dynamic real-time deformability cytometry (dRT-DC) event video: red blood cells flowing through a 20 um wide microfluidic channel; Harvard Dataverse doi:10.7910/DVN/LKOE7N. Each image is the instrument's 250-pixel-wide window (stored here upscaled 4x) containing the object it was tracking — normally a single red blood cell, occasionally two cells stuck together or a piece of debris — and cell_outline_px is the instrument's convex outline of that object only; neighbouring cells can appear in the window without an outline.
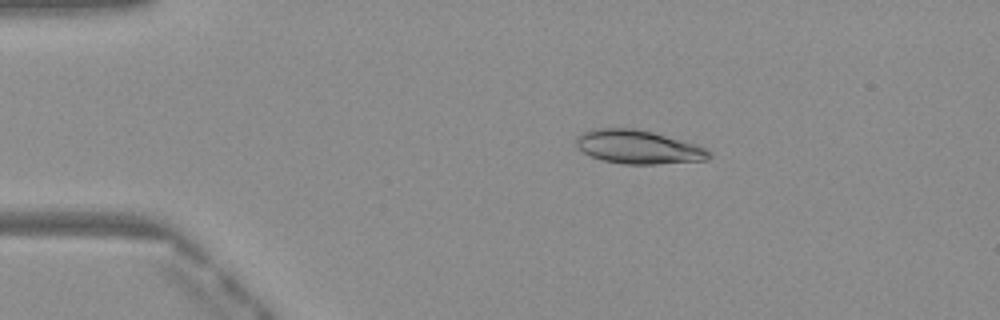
{"species": "Egyptian fruit bat (a non-hibernating species)", "species_latin": "Rousettus aegyptiacus", "temperature_condition": "warm", "stored_images_in_passage": 49, "camera_frame_rate_fps": 3000, "um_per_image_px": 0.085, "frame": {"image": 1, "passage_image": 9, "time_ms": 2.667, "image_size_px": [1000, 320], "cell_outline_px": [[712, 156], [708, 160], [656, 164], [624, 164], [604, 160], [592, 156], [576, 148], [576, 136], [580, 132], [592, 128], [636, 128], [652, 132], [696, 144], [712, 152]], "centroid_in_image_um": [54.23, 12.48], "position_along_channel_um": 30.8, "area_um2": 26.18}}
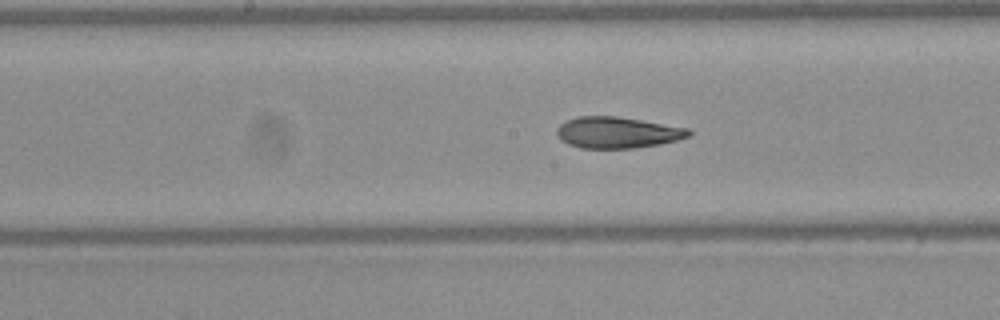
{"frame": {"image": 2, "passage_image": 25, "time_ms": 8.0, "image_size_px": [1000, 320], "cell_outline_px": [[692, 136], [660, 144], [632, 148], [580, 148], [568, 144], [560, 140], [556, 132], [556, 128], [560, 124], [568, 120], [580, 116], [616, 116], [688, 128], [692, 132]], "centroid_in_image_um": [52.47, 11.27], "position_along_channel_um": 195.7, "area_um2": 23.99}}
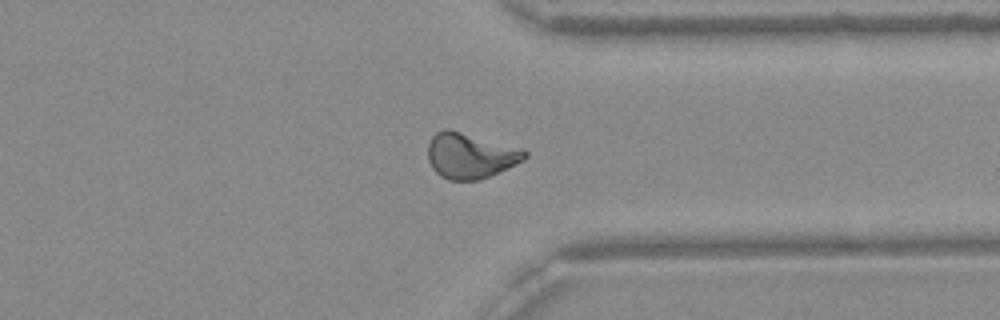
{"frame": {"image": 3, "passage_image": 38, "time_ms": 12.333, "image_size_px": [1000, 320], "cell_outline_px": [[528, 156], [524, 160], [516, 164], [480, 180], [448, 180], [440, 176], [432, 168], [428, 160], [428, 144], [432, 136], [436, 132], [444, 128], [448, 128], [524, 148], [528, 152]], "centroid_in_image_um": [39.98, 13.21], "position_along_channel_um": 371.4, "area_um2": 26.01}, "authors_computed_cell_mechanics": {"area_um2": 24.854, "velocity_mm_per_s": 4.0932, "shape_relaxation_time_tau1_ms": null, "shape_relaxation_time_tau2_ms": 2.7504, "deformation_change_tau1": null, "deformation_change_tau2": 0.0851}}